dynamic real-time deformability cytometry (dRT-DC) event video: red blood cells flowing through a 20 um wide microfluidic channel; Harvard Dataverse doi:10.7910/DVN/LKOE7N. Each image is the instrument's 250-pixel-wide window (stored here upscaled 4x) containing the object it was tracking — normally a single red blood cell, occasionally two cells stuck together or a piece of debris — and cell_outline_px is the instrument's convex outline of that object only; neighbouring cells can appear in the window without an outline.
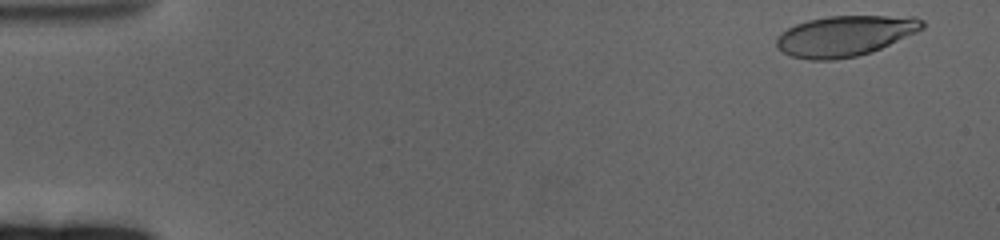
{"species": "human", "species_latin": "Homo sapiens", "temperature_condition": "cold", "stored_images_in_passage": 19, "camera_frame_rate_fps": 3000, "um_per_image_px": 0.085, "donor": {"sex": "female"}, "frame": {"image": 1, "passage_image": 3, "time_ms": 0.667, "image_size_px": [1000, 240], "cell_outline_px": [[924, 28], [916, 32], [872, 52], [856, 56], [836, 60], [808, 60], [792, 56], [776, 48], [776, 36], [780, 32], [796, 24], [808, 20], [828, 16], [916, 16], [924, 20]], "centroid_in_image_um": [71.81, 3.05], "position_along_channel_um": 13.2, "area_um2": 34.62}}
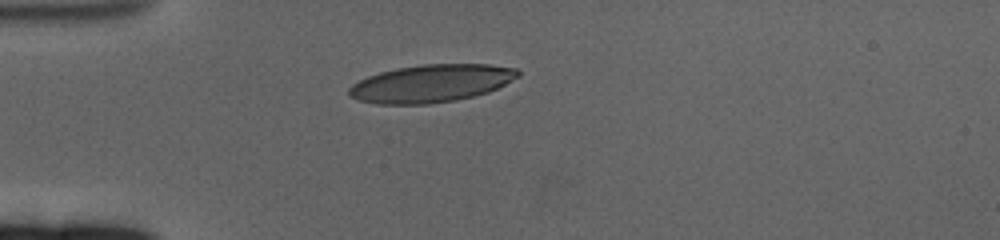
{"frame": {"image": 2, "passage_image": 17, "time_ms": 5.333, "image_size_px": [1000, 240], "cell_outline_px": [[520, 76], [488, 92], [456, 100], [428, 104], [376, 104], [360, 100], [352, 96], [348, 92], [348, 88], [352, 84], [368, 76], [380, 72], [396, 68], [424, 64], [488, 64], [516, 68], [520, 72]], "centroid_in_image_um": [36.65, 7.08], "position_along_channel_um": 48.3, "area_um2": 36.93}}